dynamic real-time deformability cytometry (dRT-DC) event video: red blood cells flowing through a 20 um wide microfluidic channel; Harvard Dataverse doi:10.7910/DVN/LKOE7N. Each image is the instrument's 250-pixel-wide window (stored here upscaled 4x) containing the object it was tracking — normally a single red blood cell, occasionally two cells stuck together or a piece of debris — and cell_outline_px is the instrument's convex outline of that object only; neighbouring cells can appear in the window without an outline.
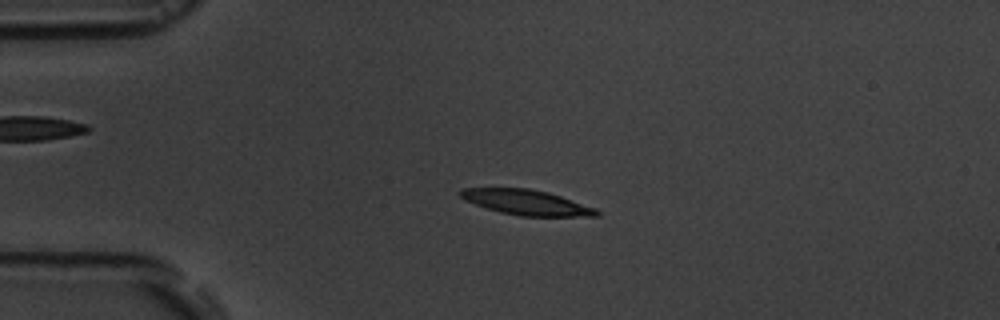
{"species": "common noctule bat (a hibernating species)", "species_latin": "Nyctalus noctula", "temperature_condition": "room temperature", "stored_images_in_passage": 3, "camera_frame_rate_fps": 3000, "um_per_image_px": 0.085, "animal": {"sex": "male", "body_mass_g": 19.5, "forearm_length_mm": 54.6}, "frame": {"image": 1, "passage_image": 3, "time_ms": 2.333, "image_size_px": [1000, 320], "cell_outline_px": [[600, 216], [520, 216], [500, 212], [464, 200], [456, 192], [460, 188], [528, 188], [548, 192], [596, 208], [600, 212]], "centroid_in_image_um": [44.73, 17.2], "position_along_channel_um": 40.3, "area_um2": 19.94}}